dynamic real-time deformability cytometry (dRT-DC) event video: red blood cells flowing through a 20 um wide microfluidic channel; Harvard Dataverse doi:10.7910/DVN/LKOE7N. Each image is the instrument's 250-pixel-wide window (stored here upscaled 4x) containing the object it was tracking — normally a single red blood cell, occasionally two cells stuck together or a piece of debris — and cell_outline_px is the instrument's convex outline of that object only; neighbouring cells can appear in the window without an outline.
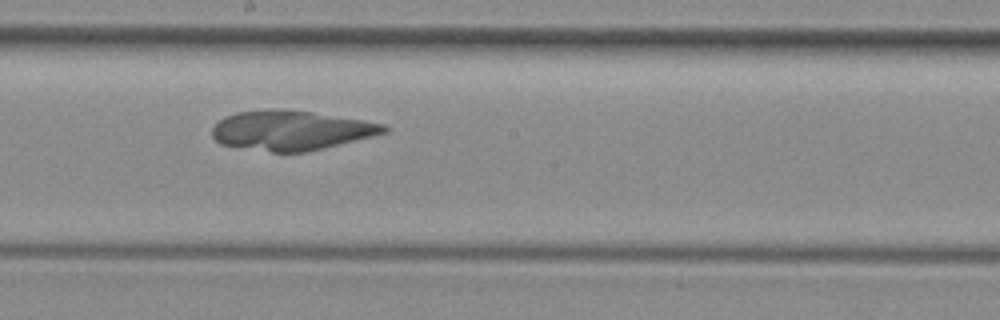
{"species": "common noctule bat (a hibernating species)", "species_latin": "Nyctalus noctula", "temperature_condition": "room temperature", "stored_images_in_passage": 40, "camera_frame_rate_fps": 3000, "um_per_image_px": 0.085, "animal": {"sex": "female", "body_mass_g": 29.2, "forearm_length_mm": 56.3}, "frame": {"image": 1, "passage_image": 17, "time_ms": 5.333, "image_size_px": [1000, 320], "cell_outline_px": [[388, 132], [324, 148], [304, 152], [272, 152], [220, 144], [212, 136], [212, 128], [224, 116], [236, 112], [272, 108], [284, 108], [312, 112], [364, 120], [384, 124], [388, 128]], "centroid_in_image_um": [24.73, 11.06], "position_along_channel_um": 223.5, "area_um2": 39.71}}
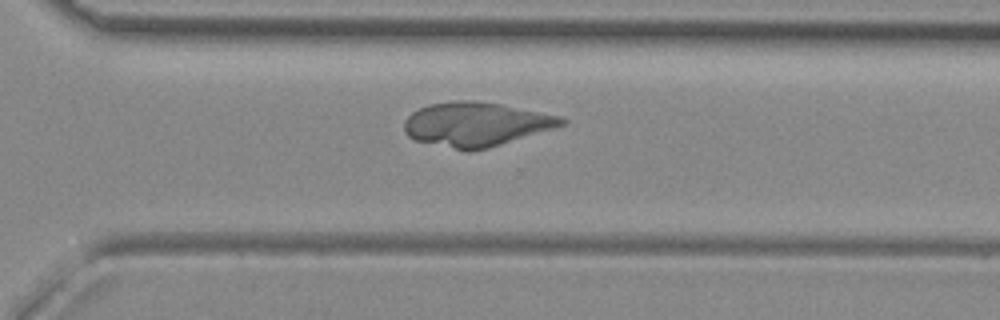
{"frame": {"image": 2, "passage_image": 25, "time_ms": 8.0, "image_size_px": [1000, 320], "cell_outline_px": [[568, 124], [488, 148], [468, 152], [416, 140], [408, 136], [404, 132], [404, 120], [412, 112], [428, 104], [456, 100], [476, 100], [500, 104], [560, 116], [568, 120]], "centroid_in_image_um": [40.46, 10.56], "position_along_channel_um": 330.1, "area_um2": 40.52}}
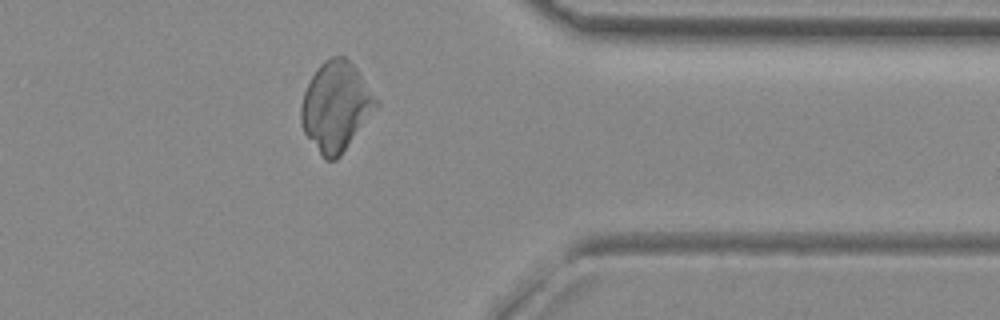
{"frame": {"image": 3, "passage_image": 30, "time_ms": 9.667, "image_size_px": [1000, 320], "cell_outline_px": [[380, 104], [340, 156], [336, 160], [324, 160], [304, 132], [300, 124], [300, 108], [304, 92], [316, 68], [324, 60], [332, 56], [344, 56], [356, 68], [380, 100]], "centroid_in_image_um": [28.56, 9.05], "position_along_channel_um": 382.8, "area_um2": 39.13}}